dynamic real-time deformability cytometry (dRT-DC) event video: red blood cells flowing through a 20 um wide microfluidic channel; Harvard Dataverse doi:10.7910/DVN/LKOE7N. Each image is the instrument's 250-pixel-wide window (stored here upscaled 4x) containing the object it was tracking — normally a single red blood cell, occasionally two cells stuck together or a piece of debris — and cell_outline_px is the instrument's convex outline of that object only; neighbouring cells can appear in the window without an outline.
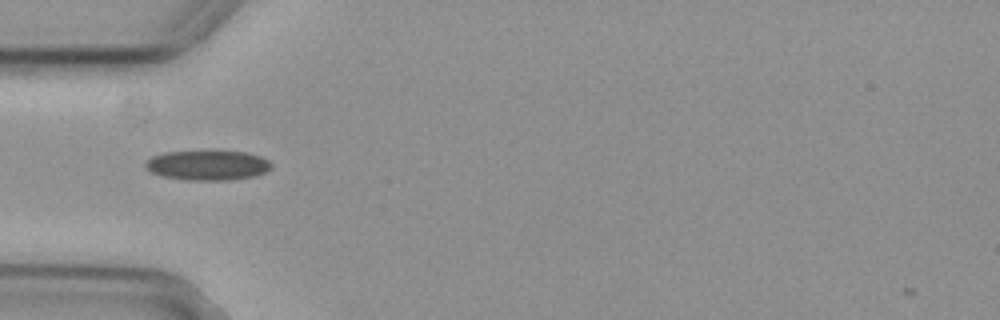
{"species": "common noctule bat (a hibernating species)", "species_latin": "Nyctalus noctula", "temperature_condition": "cold", "stored_images_in_passage": 38, "camera_frame_rate_fps": 3000, "um_per_image_px": 0.085, "animal": {"sex": "female", "body_mass_g": 29.2, "forearm_length_mm": 56.3}, "frame": {"image": 1, "passage_image": 1, "time_ms": 0.0, "image_size_px": [1000, 320], "cell_outline_px": [[272, 168], [256, 176], [228, 180], [184, 180], [160, 176], [152, 172], [144, 164], [152, 156], [164, 152], [248, 152], [260, 156], [268, 160], [272, 164]], "centroid_in_image_um": [17.67, 14.06], "position_along_channel_um": 67.3, "area_um2": 21.73}}
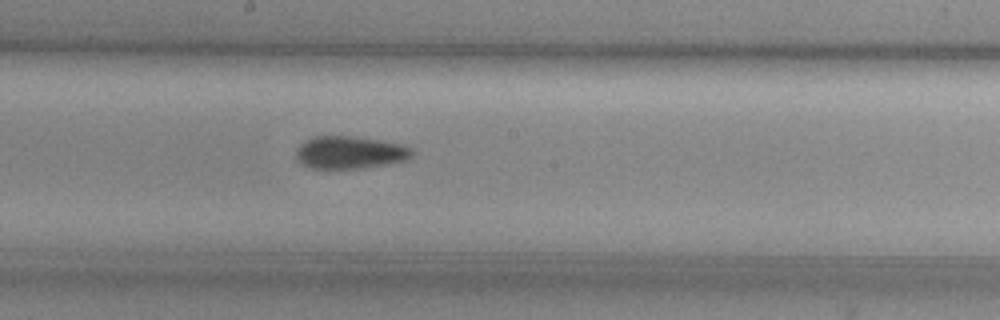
{"frame": {"image": 2, "passage_image": 13, "time_ms": 4.0, "image_size_px": [1000, 320], "cell_outline_px": [[412, 156], [404, 160], [388, 164], [364, 168], [312, 168], [296, 160], [296, 148], [304, 140], [312, 136], [352, 136], [400, 144], [412, 148]], "centroid_in_image_um": [29.69, 12.95], "position_along_channel_um": 218.5, "area_um2": 21.91}}
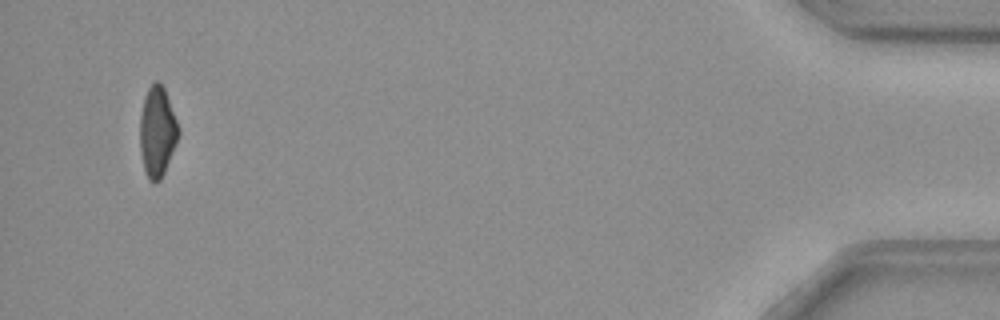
{"frame": {"image": 3, "passage_image": 36, "time_ms": 11.667, "image_size_px": [1000, 320], "cell_outline_px": [[180, 132], [164, 172], [160, 180], [156, 184], [152, 184], [148, 180], [144, 172], [140, 152], [140, 116], [144, 96], [148, 88], [156, 80], [160, 80], [164, 88], [180, 128]], "centroid_in_image_um": [13.35, 11.21], "position_along_channel_um": 421.8, "area_um2": 20.46}, "authors_computed_cell_mechanics": {"area_um2": 21.7039, "velocity_mm_per_s": 3.7815, "shape_relaxation_time_tau1_ms": null, "shape_relaxation_time_tau2_ms": 3.3898, "deformation_change_tau1": null, "deformation_change_tau2": 0.0923}}